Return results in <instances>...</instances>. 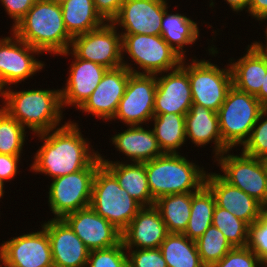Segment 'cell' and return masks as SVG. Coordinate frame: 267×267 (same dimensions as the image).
Instances as JSON below:
<instances>
[{
	"label": "cell",
	"mask_w": 267,
	"mask_h": 267,
	"mask_svg": "<svg viewBox=\"0 0 267 267\" xmlns=\"http://www.w3.org/2000/svg\"><path fill=\"white\" fill-rule=\"evenodd\" d=\"M37 137L43 143L34 155L30 171L52 179L83 170L100 155L90 147L76 122L67 121L58 128L37 134Z\"/></svg>",
	"instance_id": "obj_1"
},
{
	"label": "cell",
	"mask_w": 267,
	"mask_h": 267,
	"mask_svg": "<svg viewBox=\"0 0 267 267\" xmlns=\"http://www.w3.org/2000/svg\"><path fill=\"white\" fill-rule=\"evenodd\" d=\"M21 40L43 53L59 55L70 49L68 34L60 4L52 0H37L27 14L11 28Z\"/></svg>",
	"instance_id": "obj_2"
},
{
	"label": "cell",
	"mask_w": 267,
	"mask_h": 267,
	"mask_svg": "<svg viewBox=\"0 0 267 267\" xmlns=\"http://www.w3.org/2000/svg\"><path fill=\"white\" fill-rule=\"evenodd\" d=\"M4 90L6 112L33 134H41L60 127L63 107L60 89Z\"/></svg>",
	"instance_id": "obj_3"
},
{
	"label": "cell",
	"mask_w": 267,
	"mask_h": 267,
	"mask_svg": "<svg viewBox=\"0 0 267 267\" xmlns=\"http://www.w3.org/2000/svg\"><path fill=\"white\" fill-rule=\"evenodd\" d=\"M154 202L178 193H195L205 185L206 170L180 153H164L144 162Z\"/></svg>",
	"instance_id": "obj_4"
},
{
	"label": "cell",
	"mask_w": 267,
	"mask_h": 267,
	"mask_svg": "<svg viewBox=\"0 0 267 267\" xmlns=\"http://www.w3.org/2000/svg\"><path fill=\"white\" fill-rule=\"evenodd\" d=\"M121 36L122 63L131 73L156 75L173 70L181 64L183 58L161 35L121 34ZM125 53L129 59L131 57V62L136 63L139 70L133 67L131 62L124 60Z\"/></svg>",
	"instance_id": "obj_5"
},
{
	"label": "cell",
	"mask_w": 267,
	"mask_h": 267,
	"mask_svg": "<svg viewBox=\"0 0 267 267\" xmlns=\"http://www.w3.org/2000/svg\"><path fill=\"white\" fill-rule=\"evenodd\" d=\"M90 207L121 232L142 208L103 164L94 177Z\"/></svg>",
	"instance_id": "obj_6"
},
{
	"label": "cell",
	"mask_w": 267,
	"mask_h": 267,
	"mask_svg": "<svg viewBox=\"0 0 267 267\" xmlns=\"http://www.w3.org/2000/svg\"><path fill=\"white\" fill-rule=\"evenodd\" d=\"M263 105L256 96L232 86L218 110L222 141L232 150L249 139Z\"/></svg>",
	"instance_id": "obj_7"
},
{
	"label": "cell",
	"mask_w": 267,
	"mask_h": 267,
	"mask_svg": "<svg viewBox=\"0 0 267 267\" xmlns=\"http://www.w3.org/2000/svg\"><path fill=\"white\" fill-rule=\"evenodd\" d=\"M101 165L99 155L87 168L51 179L47 198L54 219L90 206L94 177Z\"/></svg>",
	"instance_id": "obj_8"
},
{
	"label": "cell",
	"mask_w": 267,
	"mask_h": 267,
	"mask_svg": "<svg viewBox=\"0 0 267 267\" xmlns=\"http://www.w3.org/2000/svg\"><path fill=\"white\" fill-rule=\"evenodd\" d=\"M180 65L188 73L193 104L218 112L233 86L229 64L220 68L209 60L192 58L191 63L182 59Z\"/></svg>",
	"instance_id": "obj_9"
},
{
	"label": "cell",
	"mask_w": 267,
	"mask_h": 267,
	"mask_svg": "<svg viewBox=\"0 0 267 267\" xmlns=\"http://www.w3.org/2000/svg\"><path fill=\"white\" fill-rule=\"evenodd\" d=\"M230 151L226 150L214 159L223 172L220 176L267 208L266 160L248 156L242 151L240 156L229 154Z\"/></svg>",
	"instance_id": "obj_10"
},
{
	"label": "cell",
	"mask_w": 267,
	"mask_h": 267,
	"mask_svg": "<svg viewBox=\"0 0 267 267\" xmlns=\"http://www.w3.org/2000/svg\"><path fill=\"white\" fill-rule=\"evenodd\" d=\"M112 22L72 38L70 50L80 59L92 61L107 69L123 66L122 36Z\"/></svg>",
	"instance_id": "obj_11"
},
{
	"label": "cell",
	"mask_w": 267,
	"mask_h": 267,
	"mask_svg": "<svg viewBox=\"0 0 267 267\" xmlns=\"http://www.w3.org/2000/svg\"><path fill=\"white\" fill-rule=\"evenodd\" d=\"M157 88L155 74L131 73L125 93L114 117L127 126L148 124L154 117V99Z\"/></svg>",
	"instance_id": "obj_12"
},
{
	"label": "cell",
	"mask_w": 267,
	"mask_h": 267,
	"mask_svg": "<svg viewBox=\"0 0 267 267\" xmlns=\"http://www.w3.org/2000/svg\"><path fill=\"white\" fill-rule=\"evenodd\" d=\"M10 34L13 37L0 39V84L4 89L32 78L45 66L44 62L34 56L42 55L39 50L14 33Z\"/></svg>",
	"instance_id": "obj_13"
},
{
	"label": "cell",
	"mask_w": 267,
	"mask_h": 267,
	"mask_svg": "<svg viewBox=\"0 0 267 267\" xmlns=\"http://www.w3.org/2000/svg\"><path fill=\"white\" fill-rule=\"evenodd\" d=\"M0 267H54L47 231L42 227L4 241L0 246Z\"/></svg>",
	"instance_id": "obj_14"
},
{
	"label": "cell",
	"mask_w": 267,
	"mask_h": 267,
	"mask_svg": "<svg viewBox=\"0 0 267 267\" xmlns=\"http://www.w3.org/2000/svg\"><path fill=\"white\" fill-rule=\"evenodd\" d=\"M62 219L89 251L110 248L122 241L121 231L90 206L66 214Z\"/></svg>",
	"instance_id": "obj_15"
},
{
	"label": "cell",
	"mask_w": 267,
	"mask_h": 267,
	"mask_svg": "<svg viewBox=\"0 0 267 267\" xmlns=\"http://www.w3.org/2000/svg\"><path fill=\"white\" fill-rule=\"evenodd\" d=\"M167 8V0H125L112 23L122 27L120 34L161 35Z\"/></svg>",
	"instance_id": "obj_16"
},
{
	"label": "cell",
	"mask_w": 267,
	"mask_h": 267,
	"mask_svg": "<svg viewBox=\"0 0 267 267\" xmlns=\"http://www.w3.org/2000/svg\"><path fill=\"white\" fill-rule=\"evenodd\" d=\"M159 75L156 74L157 88L154 99V114L186 115L193 104L187 71L179 65L170 72L166 71V73H159Z\"/></svg>",
	"instance_id": "obj_17"
},
{
	"label": "cell",
	"mask_w": 267,
	"mask_h": 267,
	"mask_svg": "<svg viewBox=\"0 0 267 267\" xmlns=\"http://www.w3.org/2000/svg\"><path fill=\"white\" fill-rule=\"evenodd\" d=\"M130 74L131 71L125 66L108 69L96 89L79 108L80 111L106 120L105 122L110 121L125 93Z\"/></svg>",
	"instance_id": "obj_18"
},
{
	"label": "cell",
	"mask_w": 267,
	"mask_h": 267,
	"mask_svg": "<svg viewBox=\"0 0 267 267\" xmlns=\"http://www.w3.org/2000/svg\"><path fill=\"white\" fill-rule=\"evenodd\" d=\"M74 61L70 65L65 87L60 89L62 107L76 106V110L85 103L98 86L105 72L104 66L78 58L70 49L60 54L70 55Z\"/></svg>",
	"instance_id": "obj_19"
},
{
	"label": "cell",
	"mask_w": 267,
	"mask_h": 267,
	"mask_svg": "<svg viewBox=\"0 0 267 267\" xmlns=\"http://www.w3.org/2000/svg\"><path fill=\"white\" fill-rule=\"evenodd\" d=\"M49 236L54 267H86L89 250L63 219L41 224Z\"/></svg>",
	"instance_id": "obj_20"
},
{
	"label": "cell",
	"mask_w": 267,
	"mask_h": 267,
	"mask_svg": "<svg viewBox=\"0 0 267 267\" xmlns=\"http://www.w3.org/2000/svg\"><path fill=\"white\" fill-rule=\"evenodd\" d=\"M205 185L213 193L218 207L228 210L249 226L260 218L265 209L256 199L226 182L220 173H208L207 171Z\"/></svg>",
	"instance_id": "obj_21"
},
{
	"label": "cell",
	"mask_w": 267,
	"mask_h": 267,
	"mask_svg": "<svg viewBox=\"0 0 267 267\" xmlns=\"http://www.w3.org/2000/svg\"><path fill=\"white\" fill-rule=\"evenodd\" d=\"M125 249L159 248L169 234L160 211L142 207L130 224L121 232Z\"/></svg>",
	"instance_id": "obj_22"
},
{
	"label": "cell",
	"mask_w": 267,
	"mask_h": 267,
	"mask_svg": "<svg viewBox=\"0 0 267 267\" xmlns=\"http://www.w3.org/2000/svg\"><path fill=\"white\" fill-rule=\"evenodd\" d=\"M186 139L195 146L214 144V159L230 148L222 141L218 113L198 104H192L185 115Z\"/></svg>",
	"instance_id": "obj_23"
},
{
	"label": "cell",
	"mask_w": 267,
	"mask_h": 267,
	"mask_svg": "<svg viewBox=\"0 0 267 267\" xmlns=\"http://www.w3.org/2000/svg\"><path fill=\"white\" fill-rule=\"evenodd\" d=\"M243 57L230 58L232 83L237 89L256 96L267 73V56L252 42Z\"/></svg>",
	"instance_id": "obj_24"
},
{
	"label": "cell",
	"mask_w": 267,
	"mask_h": 267,
	"mask_svg": "<svg viewBox=\"0 0 267 267\" xmlns=\"http://www.w3.org/2000/svg\"><path fill=\"white\" fill-rule=\"evenodd\" d=\"M111 141L131 162L144 163L164 154L153 130L143 128V125H130L112 136Z\"/></svg>",
	"instance_id": "obj_25"
},
{
	"label": "cell",
	"mask_w": 267,
	"mask_h": 267,
	"mask_svg": "<svg viewBox=\"0 0 267 267\" xmlns=\"http://www.w3.org/2000/svg\"><path fill=\"white\" fill-rule=\"evenodd\" d=\"M102 164L116 177L119 185L142 207L155 205L154 198L148 187L146 168L144 163L113 162L101 156Z\"/></svg>",
	"instance_id": "obj_26"
},
{
	"label": "cell",
	"mask_w": 267,
	"mask_h": 267,
	"mask_svg": "<svg viewBox=\"0 0 267 267\" xmlns=\"http://www.w3.org/2000/svg\"><path fill=\"white\" fill-rule=\"evenodd\" d=\"M197 24L184 14H169L167 8L161 22V36L183 59H187L184 47L194 44L199 38Z\"/></svg>",
	"instance_id": "obj_27"
},
{
	"label": "cell",
	"mask_w": 267,
	"mask_h": 267,
	"mask_svg": "<svg viewBox=\"0 0 267 267\" xmlns=\"http://www.w3.org/2000/svg\"><path fill=\"white\" fill-rule=\"evenodd\" d=\"M65 28L73 38L102 26L93 0H67L60 4Z\"/></svg>",
	"instance_id": "obj_28"
},
{
	"label": "cell",
	"mask_w": 267,
	"mask_h": 267,
	"mask_svg": "<svg viewBox=\"0 0 267 267\" xmlns=\"http://www.w3.org/2000/svg\"><path fill=\"white\" fill-rule=\"evenodd\" d=\"M153 132L163 153H180L185 144V115L176 113L154 114Z\"/></svg>",
	"instance_id": "obj_29"
},
{
	"label": "cell",
	"mask_w": 267,
	"mask_h": 267,
	"mask_svg": "<svg viewBox=\"0 0 267 267\" xmlns=\"http://www.w3.org/2000/svg\"><path fill=\"white\" fill-rule=\"evenodd\" d=\"M159 248L167 267H205L196 241L190 240L184 234L169 233Z\"/></svg>",
	"instance_id": "obj_30"
},
{
	"label": "cell",
	"mask_w": 267,
	"mask_h": 267,
	"mask_svg": "<svg viewBox=\"0 0 267 267\" xmlns=\"http://www.w3.org/2000/svg\"><path fill=\"white\" fill-rule=\"evenodd\" d=\"M166 224L168 233L183 234L191 214V193H178L160 197L154 205Z\"/></svg>",
	"instance_id": "obj_31"
},
{
	"label": "cell",
	"mask_w": 267,
	"mask_h": 267,
	"mask_svg": "<svg viewBox=\"0 0 267 267\" xmlns=\"http://www.w3.org/2000/svg\"><path fill=\"white\" fill-rule=\"evenodd\" d=\"M215 206V197L206 185L197 192L191 193V214L183 234L190 240H198L212 225Z\"/></svg>",
	"instance_id": "obj_32"
},
{
	"label": "cell",
	"mask_w": 267,
	"mask_h": 267,
	"mask_svg": "<svg viewBox=\"0 0 267 267\" xmlns=\"http://www.w3.org/2000/svg\"><path fill=\"white\" fill-rule=\"evenodd\" d=\"M212 224L224 234L232 247L248 246L250 226L228 210L216 205L213 211Z\"/></svg>",
	"instance_id": "obj_33"
},
{
	"label": "cell",
	"mask_w": 267,
	"mask_h": 267,
	"mask_svg": "<svg viewBox=\"0 0 267 267\" xmlns=\"http://www.w3.org/2000/svg\"><path fill=\"white\" fill-rule=\"evenodd\" d=\"M196 245L205 267H212L233 248L224 234L213 224L196 240Z\"/></svg>",
	"instance_id": "obj_34"
},
{
	"label": "cell",
	"mask_w": 267,
	"mask_h": 267,
	"mask_svg": "<svg viewBox=\"0 0 267 267\" xmlns=\"http://www.w3.org/2000/svg\"><path fill=\"white\" fill-rule=\"evenodd\" d=\"M26 129L7 112L0 118V154L22 155Z\"/></svg>",
	"instance_id": "obj_35"
},
{
	"label": "cell",
	"mask_w": 267,
	"mask_h": 267,
	"mask_svg": "<svg viewBox=\"0 0 267 267\" xmlns=\"http://www.w3.org/2000/svg\"><path fill=\"white\" fill-rule=\"evenodd\" d=\"M265 116L267 117V107L261 110L250 137L241 151L248 156L267 160V118L265 119Z\"/></svg>",
	"instance_id": "obj_36"
},
{
	"label": "cell",
	"mask_w": 267,
	"mask_h": 267,
	"mask_svg": "<svg viewBox=\"0 0 267 267\" xmlns=\"http://www.w3.org/2000/svg\"><path fill=\"white\" fill-rule=\"evenodd\" d=\"M128 255L122 241L110 248L89 251L86 267H127Z\"/></svg>",
	"instance_id": "obj_37"
},
{
	"label": "cell",
	"mask_w": 267,
	"mask_h": 267,
	"mask_svg": "<svg viewBox=\"0 0 267 267\" xmlns=\"http://www.w3.org/2000/svg\"><path fill=\"white\" fill-rule=\"evenodd\" d=\"M212 267H265L262 260L249 247H233Z\"/></svg>",
	"instance_id": "obj_38"
},
{
	"label": "cell",
	"mask_w": 267,
	"mask_h": 267,
	"mask_svg": "<svg viewBox=\"0 0 267 267\" xmlns=\"http://www.w3.org/2000/svg\"><path fill=\"white\" fill-rule=\"evenodd\" d=\"M248 246L267 267V208L263 210L260 218L250 226Z\"/></svg>",
	"instance_id": "obj_39"
},
{
	"label": "cell",
	"mask_w": 267,
	"mask_h": 267,
	"mask_svg": "<svg viewBox=\"0 0 267 267\" xmlns=\"http://www.w3.org/2000/svg\"><path fill=\"white\" fill-rule=\"evenodd\" d=\"M126 250L130 267H167L160 248Z\"/></svg>",
	"instance_id": "obj_40"
},
{
	"label": "cell",
	"mask_w": 267,
	"mask_h": 267,
	"mask_svg": "<svg viewBox=\"0 0 267 267\" xmlns=\"http://www.w3.org/2000/svg\"><path fill=\"white\" fill-rule=\"evenodd\" d=\"M9 17L13 20L12 28L27 14L37 0H0Z\"/></svg>",
	"instance_id": "obj_41"
},
{
	"label": "cell",
	"mask_w": 267,
	"mask_h": 267,
	"mask_svg": "<svg viewBox=\"0 0 267 267\" xmlns=\"http://www.w3.org/2000/svg\"><path fill=\"white\" fill-rule=\"evenodd\" d=\"M125 0H93L97 13L105 22H112Z\"/></svg>",
	"instance_id": "obj_42"
},
{
	"label": "cell",
	"mask_w": 267,
	"mask_h": 267,
	"mask_svg": "<svg viewBox=\"0 0 267 267\" xmlns=\"http://www.w3.org/2000/svg\"><path fill=\"white\" fill-rule=\"evenodd\" d=\"M21 155L0 154V180L4 183L17 176Z\"/></svg>",
	"instance_id": "obj_43"
},
{
	"label": "cell",
	"mask_w": 267,
	"mask_h": 267,
	"mask_svg": "<svg viewBox=\"0 0 267 267\" xmlns=\"http://www.w3.org/2000/svg\"><path fill=\"white\" fill-rule=\"evenodd\" d=\"M248 13L261 23L267 20V0H249Z\"/></svg>",
	"instance_id": "obj_44"
},
{
	"label": "cell",
	"mask_w": 267,
	"mask_h": 267,
	"mask_svg": "<svg viewBox=\"0 0 267 267\" xmlns=\"http://www.w3.org/2000/svg\"><path fill=\"white\" fill-rule=\"evenodd\" d=\"M235 12H241L243 9L248 12L249 0H224Z\"/></svg>",
	"instance_id": "obj_45"
},
{
	"label": "cell",
	"mask_w": 267,
	"mask_h": 267,
	"mask_svg": "<svg viewBox=\"0 0 267 267\" xmlns=\"http://www.w3.org/2000/svg\"><path fill=\"white\" fill-rule=\"evenodd\" d=\"M259 102L267 107V73L264 77L263 84L261 85L260 92L256 95Z\"/></svg>",
	"instance_id": "obj_46"
},
{
	"label": "cell",
	"mask_w": 267,
	"mask_h": 267,
	"mask_svg": "<svg viewBox=\"0 0 267 267\" xmlns=\"http://www.w3.org/2000/svg\"><path fill=\"white\" fill-rule=\"evenodd\" d=\"M266 35V41H267V27H266V30L264 31ZM266 56H267V42L266 45H264L262 42L260 43L259 41H254L253 42Z\"/></svg>",
	"instance_id": "obj_47"
},
{
	"label": "cell",
	"mask_w": 267,
	"mask_h": 267,
	"mask_svg": "<svg viewBox=\"0 0 267 267\" xmlns=\"http://www.w3.org/2000/svg\"><path fill=\"white\" fill-rule=\"evenodd\" d=\"M4 186H5V184L0 180V199L4 196V193H5V191H4Z\"/></svg>",
	"instance_id": "obj_48"
},
{
	"label": "cell",
	"mask_w": 267,
	"mask_h": 267,
	"mask_svg": "<svg viewBox=\"0 0 267 267\" xmlns=\"http://www.w3.org/2000/svg\"><path fill=\"white\" fill-rule=\"evenodd\" d=\"M0 118L6 113V109H5V106L4 105H0Z\"/></svg>",
	"instance_id": "obj_49"
},
{
	"label": "cell",
	"mask_w": 267,
	"mask_h": 267,
	"mask_svg": "<svg viewBox=\"0 0 267 267\" xmlns=\"http://www.w3.org/2000/svg\"><path fill=\"white\" fill-rule=\"evenodd\" d=\"M4 96V88L0 84V97L2 98Z\"/></svg>",
	"instance_id": "obj_50"
},
{
	"label": "cell",
	"mask_w": 267,
	"mask_h": 267,
	"mask_svg": "<svg viewBox=\"0 0 267 267\" xmlns=\"http://www.w3.org/2000/svg\"><path fill=\"white\" fill-rule=\"evenodd\" d=\"M52 1H54V2H56L58 4H61V3L65 2V1H67V0H52Z\"/></svg>",
	"instance_id": "obj_51"
}]
</instances>
